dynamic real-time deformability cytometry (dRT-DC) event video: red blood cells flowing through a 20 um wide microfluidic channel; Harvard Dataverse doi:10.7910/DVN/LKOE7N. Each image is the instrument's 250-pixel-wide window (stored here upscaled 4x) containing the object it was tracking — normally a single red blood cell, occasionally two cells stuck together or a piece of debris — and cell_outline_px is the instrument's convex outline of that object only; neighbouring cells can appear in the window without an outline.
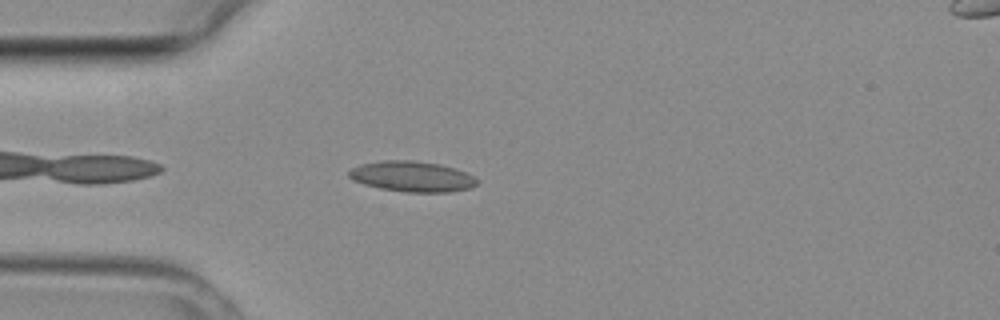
{"species": "common noctule bat (a hibernating species)", "species_latin": "Nyctalus noctula", "temperature_condition": "room temperature", "stored_images_in_passage": 32, "camera_frame_rate_fps": 3000, "um_per_image_px": 0.085, "animal": {"sex": "female", "body_mass_g": 29.2, "forearm_length_mm": 56.3}, "frame": {"image": 1, "passage_image": 3, "time_ms": 0.667, "image_size_px": [1000, 320], "cell_outline_px": [[476, 184], [468, 188], [448, 192], [404, 192], [380, 188], [364, 184], [352, 180], [348, 176], [348, 172], [352, 168], [360, 164], [384, 160], [412, 160], [440, 164], [456, 168], [472, 176], [476, 180]], "centroid_in_image_um": [34.97, 14.99], "position_along_channel_um": 50.0, "area_um2": 22.66}}
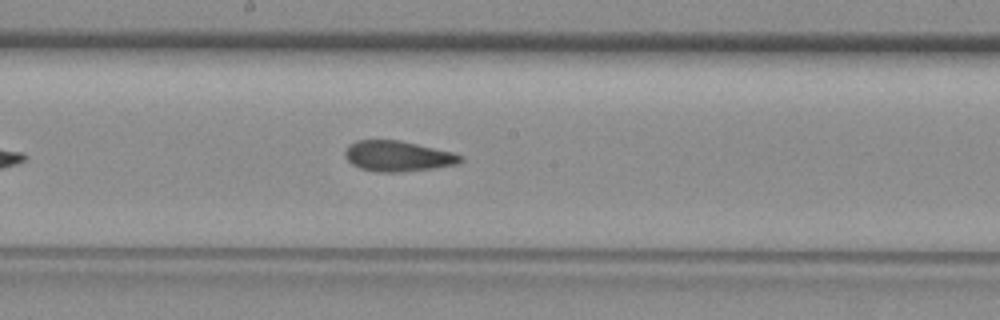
{"frame": {"image": 2, "passage_image": 14, "time_ms": 4.333, "image_size_px": [1000, 320], "cell_outline_px": [[464, 160], [456, 164], [432, 168], [400, 172], [380, 172], [360, 168], [352, 164], [348, 160], [344, 152], [348, 144], [356, 140], [400, 140], [452, 152], [464, 156]], "centroid_in_image_um": [33.81, 13.26], "position_along_channel_um": 214.4, "area_um2": 20.46}}
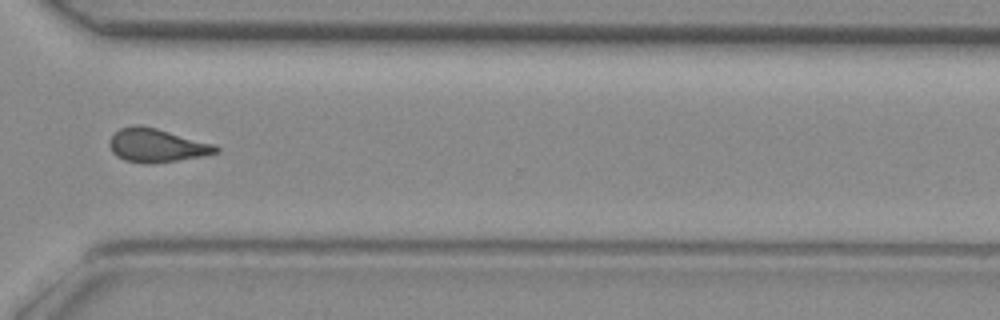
{"frame": {"image": 3, "passage_image": 23, "time_ms": 7.333, "image_size_px": [1000, 320], "cell_outline_px": [[220, 152], [200, 156], [176, 160], [148, 164], [144, 164], [124, 160], [116, 156], [112, 152], [108, 144], [108, 140], [120, 128], [136, 124], [156, 128], [216, 144], [220, 148]], "centroid_in_image_um": [13.3, 12.36], "position_along_channel_um": 357.3, "area_um2": 20.87}}